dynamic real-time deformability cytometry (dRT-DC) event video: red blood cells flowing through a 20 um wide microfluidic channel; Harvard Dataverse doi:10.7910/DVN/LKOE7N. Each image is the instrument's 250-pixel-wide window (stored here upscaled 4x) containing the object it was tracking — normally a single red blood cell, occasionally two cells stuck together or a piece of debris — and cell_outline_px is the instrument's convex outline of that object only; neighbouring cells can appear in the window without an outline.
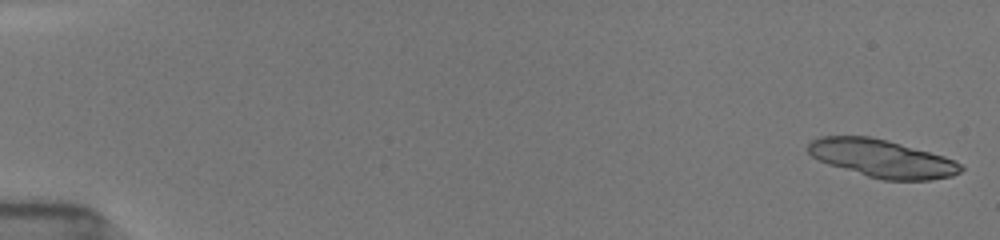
{"species": "common noctule bat (a hibernating species)", "species_latin": "Nyctalus noctula", "temperature_condition": "room temperature", "stored_images_in_passage": 51, "camera_frame_rate_fps": 3000, "um_per_image_px": 0.085, "animal": {"sex": "female", "body_mass_g": 19.5, "forearm_length_mm": 54.1}, "frame": {"image": 1, "passage_image": 1, "time_ms": 0.0, "image_size_px": [1000, 240], "cell_outline_px": [[964, 168], [960, 172], [952, 176], [932, 180], [884, 180], [868, 176], [828, 164], [812, 156], [808, 152], [808, 144], [812, 140], [820, 136], [868, 136], [888, 140], [944, 156], [960, 164]], "centroid_in_image_um": [74.98, 13.47], "position_along_channel_um": 10.0, "area_um2": 33.41}}
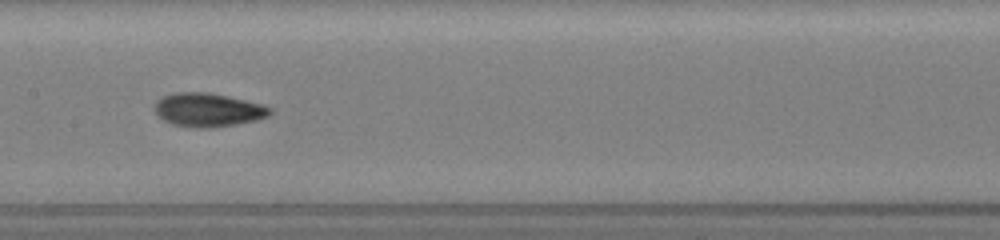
{"frame": {"image": 2, "passage_image": 28, "time_ms": 9.0, "image_size_px": [1000, 240], "cell_outline_px": [[272, 112], [268, 116], [256, 120], [236, 124], [212, 128], [192, 128], [172, 124], [156, 116], [152, 108], [156, 100], [164, 96], [176, 92], [208, 92], [228, 96], [264, 104], [272, 108]], "centroid_in_image_um": [17.65, 9.34], "position_along_channel_um": 189.8, "area_um2": 23.0}}
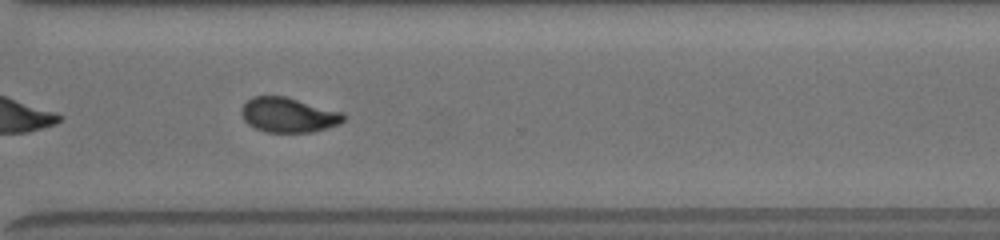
{"frame": {"image": 3, "passage_image": 40, "time_ms": 13.0, "image_size_px": [1000, 240], "cell_outline_px": [[348, 116], [340, 124], [312, 132], [264, 132], [248, 124], [244, 120], [240, 112], [244, 104], [252, 96], [284, 96], [344, 112]], "centroid_in_image_um": [24.54, 9.77], "position_along_channel_um": 346.1, "area_um2": 20.81}, "authors_computed_cell_mechanics": {"area_um2": 22.0218, "velocity_mm_per_s": 3.9215, "shape_relaxation_time_tau1_ms": 4.3902, "shape_relaxation_time_tau2_ms": 1.7046, "deformation_change_tau1": 0.1641, "deformation_change_tau2": 0.0617}}